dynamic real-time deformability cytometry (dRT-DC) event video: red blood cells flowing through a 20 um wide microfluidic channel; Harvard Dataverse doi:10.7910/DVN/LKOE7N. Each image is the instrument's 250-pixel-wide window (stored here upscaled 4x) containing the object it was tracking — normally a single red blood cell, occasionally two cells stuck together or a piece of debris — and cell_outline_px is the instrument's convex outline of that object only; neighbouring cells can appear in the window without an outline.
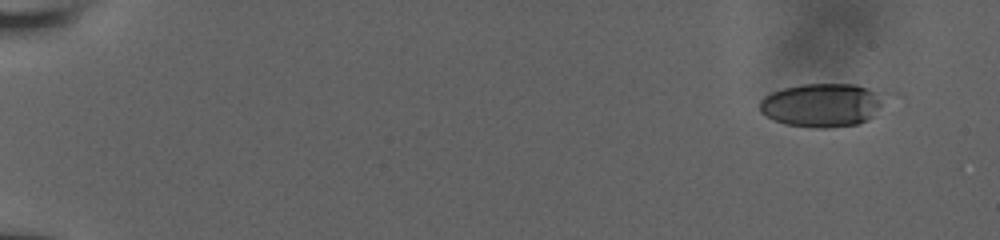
{"species": "human", "species_latin": "Homo sapiens", "temperature_condition": "room temperature", "stored_images_in_passage": 79, "camera_frame_rate_fps": 3000, "um_per_image_px": 0.085, "donor": {"sex": "male"}, "frame": {"image": 1, "passage_image": 1, "time_ms": 0.0, "image_size_px": [1000, 240], "cell_outline_px": [[880, 104], [872, 116], [868, 120], [856, 124], [824, 128], [816, 128], [788, 124], [776, 120], [760, 112], [760, 100], [764, 96], [772, 92], [784, 88], [804, 84], [856, 84], [868, 88], [876, 92], [880, 96]], "centroid_in_image_um": [69.8, 8.93], "position_along_channel_um": 15.2, "area_um2": 30.92}}
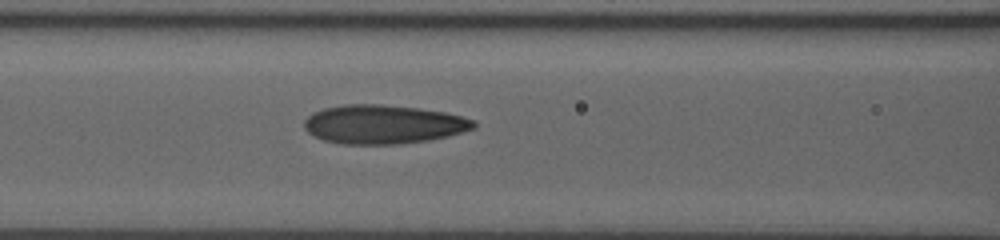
{"frame": {"image": 2, "passage_image": 31, "time_ms": 7.667, "image_size_px": [1000, 240], "cell_outline_px": [[476, 128], [448, 136], [428, 140], [400, 144], [344, 144], [324, 140], [308, 132], [304, 128], [304, 120], [312, 112], [324, 108], [348, 104], [380, 104], [416, 108], [444, 112], [476, 120]], "centroid_in_image_um": [32.59, 10.57], "position_along_channel_um": 134.0, "area_um2": 38.32}}
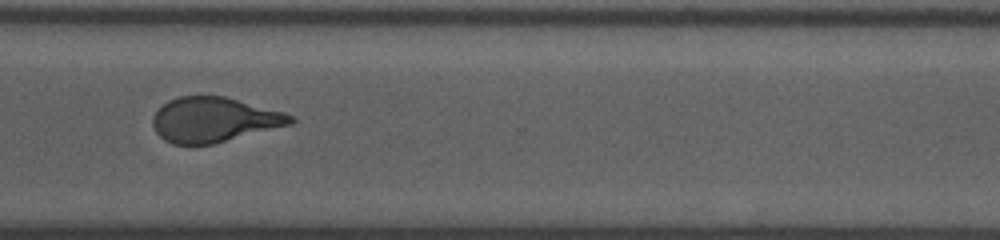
{"frame": {"image": 3, "passage_image": 78, "time_ms": 13.333, "image_size_px": [1000, 240], "cell_outline_px": [[296, 120], [292, 124], [212, 144], [172, 144], [164, 140], [156, 132], [152, 124], [152, 116], [168, 100], [180, 96], [224, 96], [284, 112], [296, 116]], "centroid_in_image_um": [18.2, 10.17], "position_along_channel_um": 352.4, "area_um2": 35.89}}